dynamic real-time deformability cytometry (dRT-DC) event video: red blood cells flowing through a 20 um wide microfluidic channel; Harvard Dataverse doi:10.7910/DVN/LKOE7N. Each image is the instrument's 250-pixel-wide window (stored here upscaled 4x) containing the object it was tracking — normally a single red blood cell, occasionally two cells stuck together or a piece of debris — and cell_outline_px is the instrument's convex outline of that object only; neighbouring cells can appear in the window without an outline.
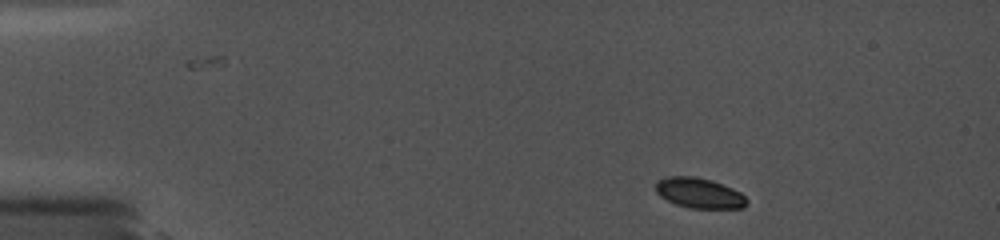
{"species": "common noctule bat (a hibernating species)", "species_latin": "Nyctalus noctula", "temperature_condition": "cold", "stored_images_in_passage": 10, "camera_frame_rate_fps": 5000, "um_per_image_px": 0.085, "animal": {"sex": "female", "body_mass_g": 19.0, "forearm_length_mm": 56.7}, "frame": {"image": 1, "passage_image": 1, "time_ms": 0.0, "image_size_px": [1000, 240], "cell_outline_px": [[748, 200], [744, 208], [688, 208], [676, 204], [660, 196], [656, 192], [656, 180], [668, 176], [696, 176], [712, 180], [732, 188], [740, 192]], "centroid_in_image_um": [59.43, 16.4], "position_along_channel_um": 25.6, "area_um2": 16.13}}
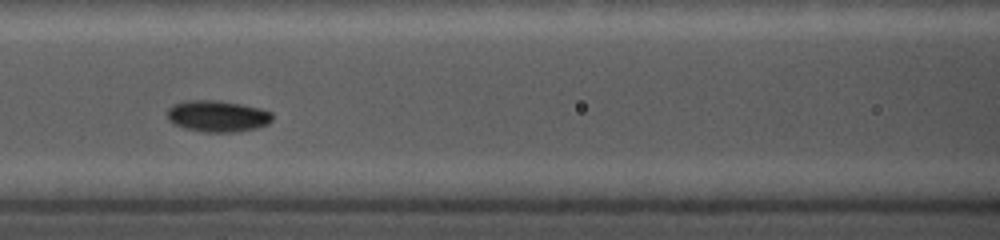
{"frame": {"image": 2, "passage_image": 8, "time_ms": 5.6, "image_size_px": [1000, 240], "cell_outline_px": [[272, 120], [268, 124], [256, 128], [236, 132], [204, 132], [184, 128], [168, 120], [168, 108], [172, 104], [184, 100], [216, 100], [240, 104], [260, 108], [272, 112]], "centroid_in_image_um": [18.48, 9.87], "position_along_channel_um": 148.1, "area_um2": 19.31}}
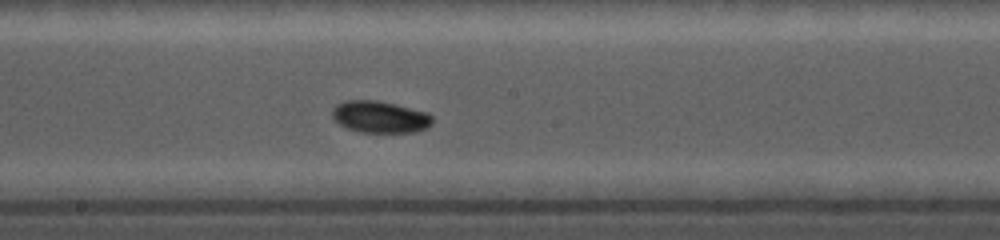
{"frame": {"image": 3, "passage_image": 10, "time_ms": 7.4, "image_size_px": [1000, 240], "cell_outline_px": [[432, 124], [416, 132], [360, 132], [348, 128], [340, 124], [332, 116], [332, 108], [336, 104], [348, 100], [376, 100], [396, 104], [428, 112], [432, 116]], "centroid_in_image_um": [32.3, 9.93], "position_along_channel_um": 215.9, "area_um2": 18.55}}